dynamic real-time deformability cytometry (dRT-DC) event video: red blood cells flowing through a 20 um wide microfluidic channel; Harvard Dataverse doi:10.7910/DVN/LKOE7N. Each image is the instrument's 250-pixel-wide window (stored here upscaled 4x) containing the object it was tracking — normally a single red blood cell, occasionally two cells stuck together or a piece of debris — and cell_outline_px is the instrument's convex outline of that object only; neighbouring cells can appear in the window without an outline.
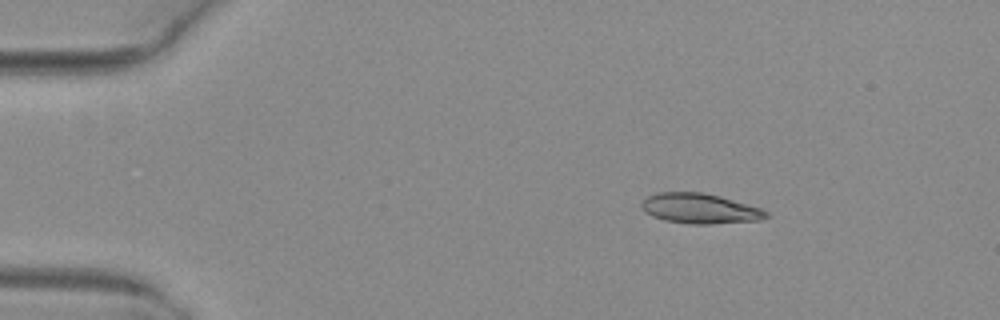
{"species": "common noctule bat (a hibernating species)", "species_latin": "Nyctalus noctula", "temperature_condition": "warm", "stored_images_in_passage": 3, "camera_frame_rate_fps": 3000, "um_per_image_px": 0.085, "animal": {"sex": "female", "body_mass_g": 29.2, "forearm_length_mm": 56.3}, "frame": {"image": 1, "passage_image": 1, "time_ms": 0.0, "image_size_px": [1000, 320], "cell_outline_px": [[768, 216], [760, 220], [712, 224], [688, 224], [664, 220], [652, 216], [644, 212], [640, 208], [640, 204], [648, 196], [656, 192], [704, 192], [720, 196], [760, 208], [768, 212]], "centroid_in_image_um": [59.44, 17.72], "position_along_channel_um": 25.6, "area_um2": 21.96}}